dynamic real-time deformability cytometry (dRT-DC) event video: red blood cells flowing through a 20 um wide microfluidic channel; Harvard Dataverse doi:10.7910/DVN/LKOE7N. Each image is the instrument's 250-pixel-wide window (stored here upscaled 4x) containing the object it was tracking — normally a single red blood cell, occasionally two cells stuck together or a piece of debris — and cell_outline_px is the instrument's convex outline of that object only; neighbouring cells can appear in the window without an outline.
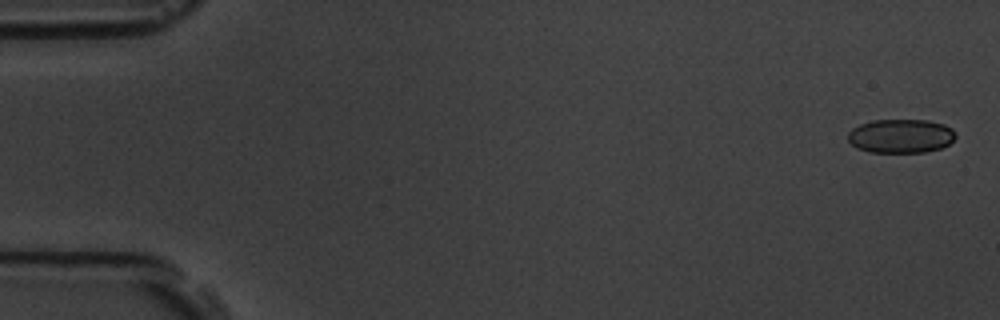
{"species": "common noctule bat (a hibernating species)", "species_latin": "Nyctalus noctula", "temperature_condition": "room temperature", "stored_images_in_passage": 8, "camera_frame_rate_fps": 3000, "um_per_image_px": 0.085, "animal": {"sex": "male", "body_mass_g": 19.5, "forearm_length_mm": 54.6}, "frame": {"image": 1, "passage_image": 1, "time_ms": 0.0, "image_size_px": [1000, 320], "cell_outline_px": [[956, 136], [948, 144], [940, 148], [924, 152], [868, 152], [856, 148], [848, 140], [848, 132], [852, 128], [860, 124], [872, 120], [928, 120], [944, 124], [952, 128], [956, 132]], "centroid_in_image_um": [76.56, 11.55], "position_along_channel_um": 8.4, "area_um2": 21.39}}
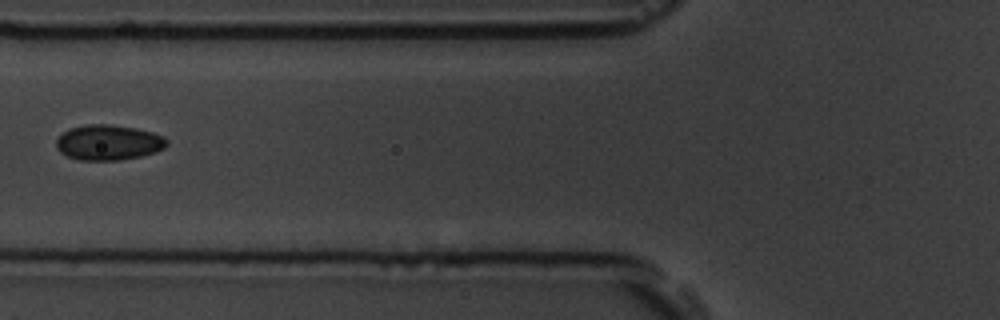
{"frame": {"image": 2, "passage_image": 7, "time_ms": 7.0, "image_size_px": [1000, 320], "cell_outline_px": [[168, 144], [164, 148], [156, 152], [140, 156], [120, 160], [80, 160], [68, 156], [60, 152], [56, 148], [56, 140], [68, 128], [88, 124], [108, 124], [136, 128], [152, 132], [164, 136], [168, 140]], "centroid_in_image_um": [9.23, 12.11], "position_along_channel_um": 116.6, "area_um2": 22.83}}
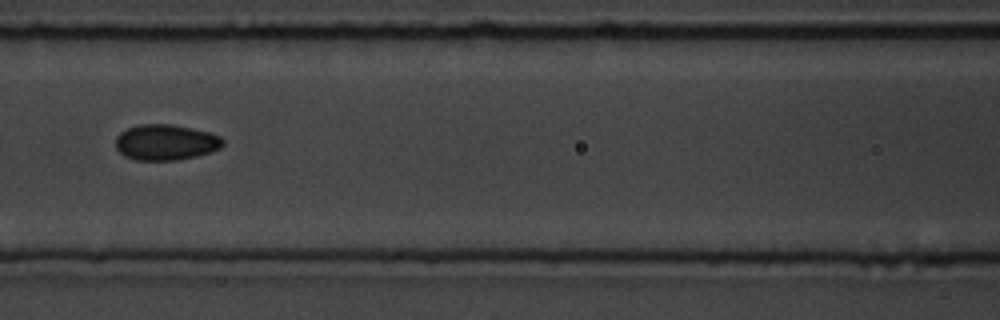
{"frame": {"image": 3, "passage_image": 8, "time_ms": 8.0, "image_size_px": [1000, 320], "cell_outline_px": [[224, 144], [220, 148], [212, 152], [196, 156], [176, 160], [136, 160], [124, 156], [116, 148], [116, 136], [120, 132], [128, 128], [140, 124], [172, 124], [192, 128], [208, 132], [220, 136], [224, 140]], "centroid_in_image_um": [14.09, 12.09], "position_along_channel_um": 152.5, "area_um2": 22.43}}